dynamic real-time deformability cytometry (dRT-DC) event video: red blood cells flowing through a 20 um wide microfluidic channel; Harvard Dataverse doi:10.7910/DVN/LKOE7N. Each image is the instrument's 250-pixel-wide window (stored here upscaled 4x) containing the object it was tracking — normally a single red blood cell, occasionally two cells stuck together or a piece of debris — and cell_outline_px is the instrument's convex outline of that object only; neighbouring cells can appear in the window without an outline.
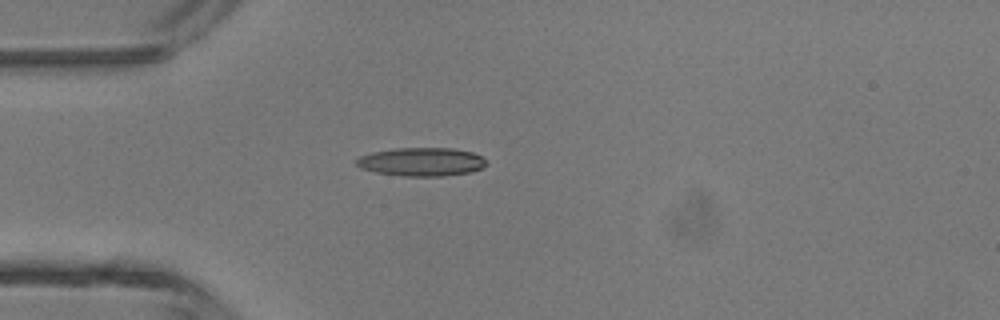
{"species": "common noctule bat (a hibernating species)", "species_latin": "Nyctalus noctula", "temperature_condition": "room temperature", "stored_images_in_passage": 3, "camera_frame_rate_fps": 3000, "um_per_image_px": 0.085, "animal": {"sex": "male", "body_mass_g": 13.3}, "frame": {"image": 1, "passage_image": 3, "time_ms": 0.667, "image_size_px": [1000, 320], "cell_outline_px": [[488, 164], [472, 172], [444, 176], [404, 176], [376, 172], [360, 168], [356, 164], [356, 160], [360, 156], [372, 152], [396, 148], [452, 148], [472, 152], [488, 160]], "centroid_in_image_um": [35.85, 13.75], "position_along_channel_um": 49.1, "area_um2": 21.62}}